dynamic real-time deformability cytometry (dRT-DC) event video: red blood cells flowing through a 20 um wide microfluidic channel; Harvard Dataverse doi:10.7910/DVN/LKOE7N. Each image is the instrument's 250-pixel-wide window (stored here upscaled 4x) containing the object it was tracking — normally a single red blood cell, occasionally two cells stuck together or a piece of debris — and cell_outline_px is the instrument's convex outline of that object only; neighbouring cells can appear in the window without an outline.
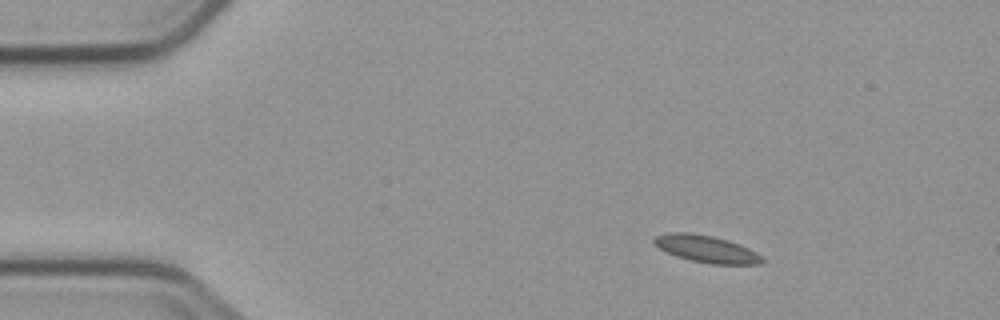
{"species": "common noctule bat (a hibernating species)", "species_latin": "Nyctalus noctula", "temperature_condition": "cold", "stored_images_in_passage": 4, "camera_frame_rate_fps": 3000, "um_per_image_px": 0.085, "animal": {"sex": "male", "body_mass_g": 23.1, "forearm_length_mm": 52.7}, "frame": {"image": 1, "passage_image": 2, "time_ms": 1.333, "image_size_px": [1000, 320], "cell_outline_px": [[764, 260], [760, 264], [712, 264], [692, 260], [676, 256], [660, 248], [652, 240], [656, 236], [668, 232], [692, 232], [712, 236], [728, 240], [748, 248], [764, 256]], "centroid_in_image_um": [60.07, 21.15], "position_along_channel_um": 24.9, "area_um2": 16.94}}